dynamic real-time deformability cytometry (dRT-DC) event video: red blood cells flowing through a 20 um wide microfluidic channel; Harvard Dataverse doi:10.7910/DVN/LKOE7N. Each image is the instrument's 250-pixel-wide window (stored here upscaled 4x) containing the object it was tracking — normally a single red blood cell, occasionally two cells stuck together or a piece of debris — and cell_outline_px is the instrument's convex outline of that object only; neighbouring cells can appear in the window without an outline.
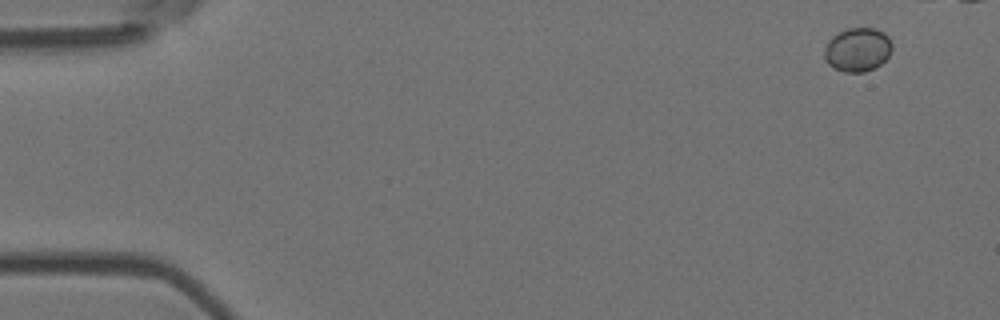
{"species": "Egyptian fruit bat (a non-hibernating species)", "species_latin": "Rousettus aegyptiacus", "temperature_condition": "room temperature", "stored_images_in_passage": 5, "camera_frame_rate_fps": 3000, "um_per_image_px": 0.085, "animal": {"sex": "female"}, "frame": {"image": 1, "passage_image": 1, "time_ms": 0.0, "image_size_px": [1000, 320], "cell_outline_px": [[892, 48], [888, 56], [876, 68], [864, 72], [844, 72], [828, 64], [824, 60], [824, 48], [828, 40], [836, 32], [848, 28], [872, 28], [884, 32], [888, 36], [892, 44]], "centroid_in_image_um": [72.87, 4.21], "position_along_channel_um": 12.1, "area_um2": 17.46}}